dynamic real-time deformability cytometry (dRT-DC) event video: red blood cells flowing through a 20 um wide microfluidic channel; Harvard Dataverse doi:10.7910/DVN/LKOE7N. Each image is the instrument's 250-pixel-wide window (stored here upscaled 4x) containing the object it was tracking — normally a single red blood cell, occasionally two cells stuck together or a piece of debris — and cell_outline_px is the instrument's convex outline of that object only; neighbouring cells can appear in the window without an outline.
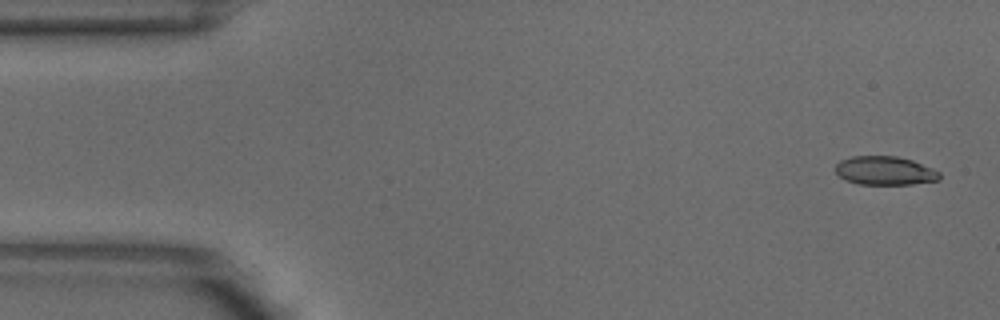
{"species": "common noctule bat (a hibernating species)", "species_latin": "Nyctalus noctula", "temperature_condition": "warm", "stored_images_in_passage": 5, "camera_frame_rate_fps": 3000, "um_per_image_px": 0.085, "animal": {"sex": "male", "body_mass_g": 18.8}, "frame": {"image": 1, "passage_image": 1, "time_ms": 0.0, "image_size_px": [1000, 320], "cell_outline_px": [[940, 180], [912, 184], [860, 184], [844, 180], [836, 172], [836, 164], [840, 160], [852, 156], [896, 156], [912, 160], [932, 168], [940, 172]], "centroid_in_image_um": [75.22, 14.51], "position_along_channel_um": 9.8, "area_um2": 17.4}}
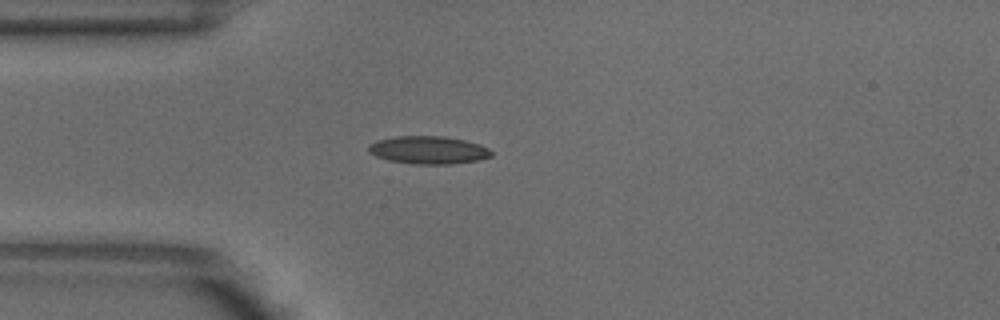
{"frame": {"image": 2, "passage_image": 4, "time_ms": 1.0, "image_size_px": [1000, 320], "cell_outline_px": [[492, 156], [480, 160], [452, 164], [412, 164], [388, 160], [376, 156], [368, 152], [368, 144], [376, 140], [396, 136], [444, 136], [464, 140], [480, 144], [488, 148], [492, 152]], "centroid_in_image_um": [36.4, 12.75], "position_along_channel_um": 48.6, "area_um2": 20.11}}
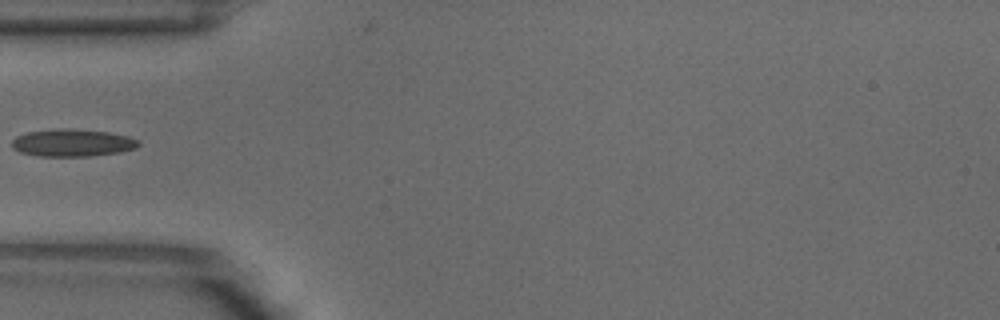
{"frame": {"image": 3, "passage_image": 5, "time_ms": 1.333, "image_size_px": [1000, 320], "cell_outline_px": [[140, 144], [136, 148], [120, 152], [88, 156], [40, 156], [20, 152], [12, 148], [12, 140], [16, 136], [28, 132], [64, 128], [108, 132], [128, 136], [136, 140]], "centroid_in_image_um": [6.14, 12.14], "position_along_channel_um": 78.9, "area_um2": 20.0}}